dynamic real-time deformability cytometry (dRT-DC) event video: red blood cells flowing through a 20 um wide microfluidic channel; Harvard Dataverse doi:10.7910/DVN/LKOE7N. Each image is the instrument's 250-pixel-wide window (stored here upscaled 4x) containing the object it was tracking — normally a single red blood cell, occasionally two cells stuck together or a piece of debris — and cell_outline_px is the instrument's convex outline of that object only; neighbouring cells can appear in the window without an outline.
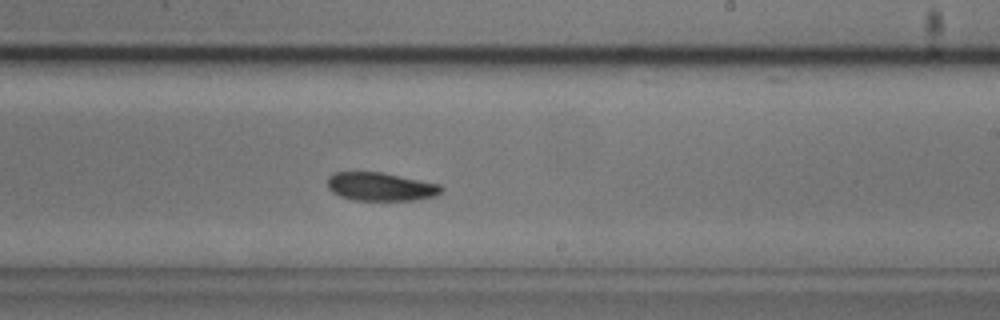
{"species": "common noctule bat (a hibernating species)", "species_latin": "Nyctalus noctula", "temperature_condition": "cold", "stored_images_in_passage": 28, "camera_frame_rate_fps": 3000, "um_per_image_px": 0.085, "animal": {"sex": "male", "body_mass_g": 20.5, "forearm_length_mm": 52.5}, "frame": {"image": 1, "passage_image": 28, "time_ms": 9.0, "image_size_px": [1000, 320], "cell_outline_px": [[444, 188], [436, 196], [412, 200], [352, 200], [340, 196], [332, 192], [328, 188], [328, 176], [336, 172], [380, 172], [440, 184]], "centroid_in_image_um": [32.34, 15.87], "position_along_channel_um": 256.7, "area_um2": 18.73}}